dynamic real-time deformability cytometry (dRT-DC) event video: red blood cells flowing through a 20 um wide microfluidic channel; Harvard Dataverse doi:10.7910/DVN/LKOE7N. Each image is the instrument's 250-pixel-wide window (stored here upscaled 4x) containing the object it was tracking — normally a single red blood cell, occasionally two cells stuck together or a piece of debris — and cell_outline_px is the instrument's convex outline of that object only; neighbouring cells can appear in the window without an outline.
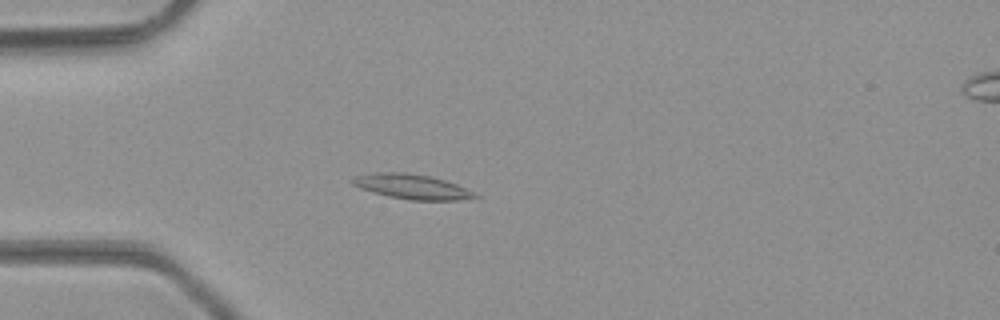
{"species": "common noctule bat (a hibernating species)", "species_latin": "Nyctalus noctula", "temperature_condition": "room temperature", "stored_images_in_passage": 47, "camera_frame_rate_fps": 3000, "um_per_image_px": 0.085, "animal": {"sex": "male", "body_mass_g": 23.1, "forearm_length_mm": 52.7}, "frame": {"image": 1, "passage_image": 13, "time_ms": 4.0, "image_size_px": [1000, 320], "cell_outline_px": [[480, 196], [456, 200], [408, 200], [388, 196], [372, 192], [360, 188], [352, 184], [348, 180], [356, 176], [372, 172], [408, 172], [428, 176], [444, 180], [456, 184], [476, 192]], "centroid_in_image_um": [34.97, 15.86], "position_along_channel_um": 50.0, "area_um2": 17.8}}
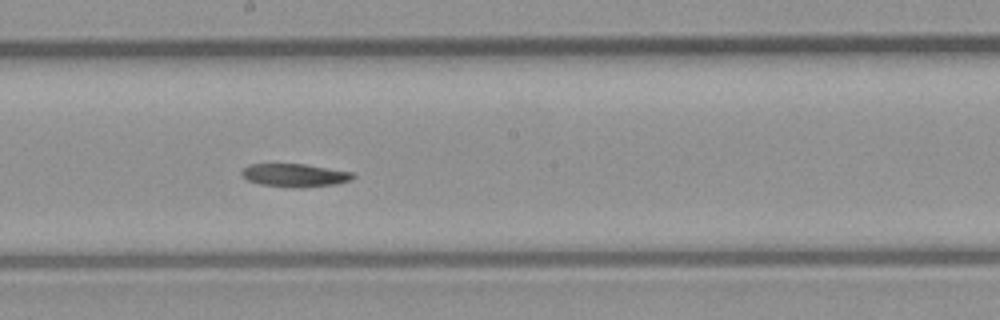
{"frame": {"image": 2, "passage_image": 26, "time_ms": 8.333, "image_size_px": [1000, 320], "cell_outline_px": [[356, 176], [352, 180], [336, 184], [300, 188], [292, 188], [260, 184], [248, 180], [240, 172], [248, 164], [304, 164], [352, 172]], "centroid_in_image_um": [25.08, 14.9], "position_along_channel_um": 223.1, "area_um2": 15.03}}
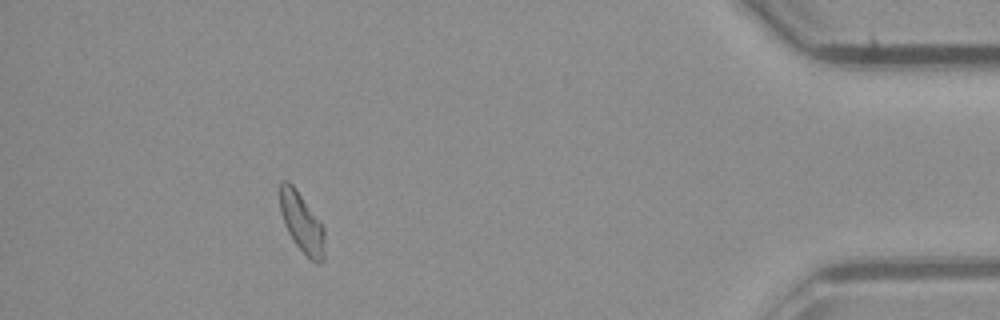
{"frame": {"image": 3, "passage_image": 43, "time_ms": 14.0, "image_size_px": [1000, 320], "cell_outline_px": [[324, 260], [320, 264], [316, 264], [292, 240], [284, 224], [280, 212], [280, 180], [288, 180], [296, 188], [320, 220], [324, 228]], "centroid_in_image_um": [25.65, 18.9], "position_along_channel_um": 409.5, "area_um2": 15.72}, "authors_computed_cell_mechanics": {"area_um2": 15.895, "velocity_mm_per_s": 4.3056, "shape_relaxation_time_tau1_ms": 6.6738, "shape_relaxation_time_tau2_ms": 8.5937, "deformation_change_tau1": 0.1768, "deformation_change_tau2": 0.1515}}